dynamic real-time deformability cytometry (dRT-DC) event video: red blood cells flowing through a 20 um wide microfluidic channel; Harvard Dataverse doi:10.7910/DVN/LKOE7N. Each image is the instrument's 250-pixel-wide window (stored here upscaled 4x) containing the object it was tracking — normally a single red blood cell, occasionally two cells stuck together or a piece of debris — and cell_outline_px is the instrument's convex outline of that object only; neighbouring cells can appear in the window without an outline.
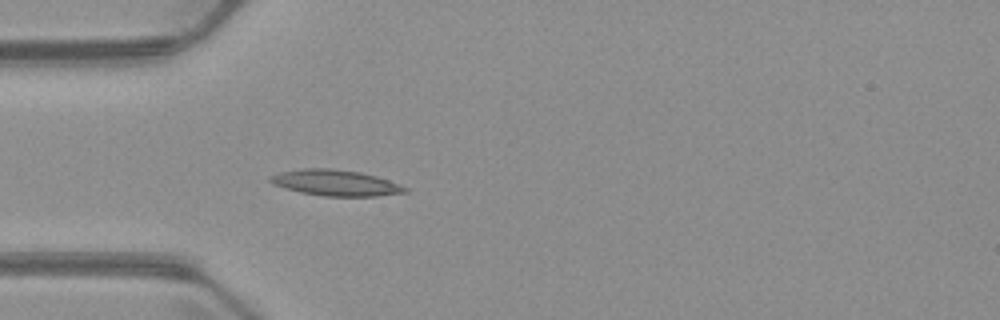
{"species": "common noctule bat (a hibernating species)", "species_latin": "Nyctalus noctula", "temperature_condition": "warm", "stored_images_in_passage": 5, "camera_frame_rate_fps": 3000, "um_per_image_px": 0.085, "animal": {"sex": "male", "body_mass_g": 23.1, "forearm_length_mm": 52.7}, "frame": {"image": 1, "passage_image": 5, "time_ms": 4.667, "image_size_px": [1000, 320], "cell_outline_px": [[408, 192], [376, 196], [324, 196], [300, 192], [284, 188], [272, 184], [268, 180], [268, 176], [280, 172], [304, 168], [332, 168], [360, 172], [376, 176], [400, 184], [408, 188]], "centroid_in_image_um": [28.5, 15.54], "position_along_channel_um": 56.5, "area_um2": 20.46}}